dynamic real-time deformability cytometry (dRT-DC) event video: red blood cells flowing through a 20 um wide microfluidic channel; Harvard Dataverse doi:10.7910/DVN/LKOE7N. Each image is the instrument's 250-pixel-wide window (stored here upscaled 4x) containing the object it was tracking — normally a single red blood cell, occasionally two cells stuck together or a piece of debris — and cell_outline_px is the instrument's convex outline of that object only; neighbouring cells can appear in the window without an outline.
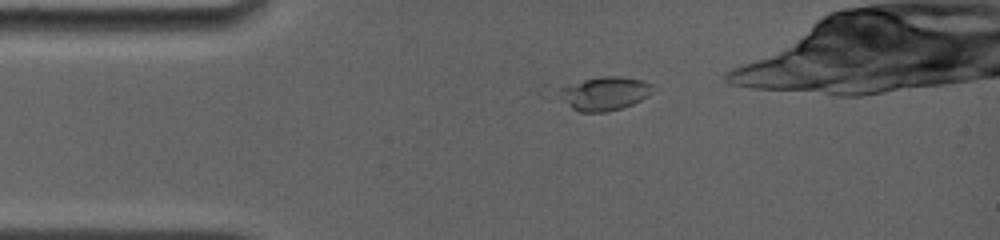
{"species": "common noctule bat (a hibernating species)", "species_latin": "Nyctalus noctula", "temperature_condition": "room temperature", "stored_images_in_passage": 10, "camera_frame_rate_fps": 4000, "um_per_image_px": 0.085, "animal": {"sex": "female", "body_mass_g": 19.0, "forearm_length_mm": 56.7}, "frame": {"image": 1, "passage_image": 7, "time_ms": 1.5, "image_size_px": [1000, 240], "cell_outline_px": [[652, 84], [648, 96], [624, 108], [608, 112], [580, 112], [572, 108], [560, 88], [584, 80], [600, 76], [620, 76], [640, 80]], "centroid_in_image_um": [51.47, 7.95], "position_along_channel_um": 33.5, "area_um2": 17.57}}